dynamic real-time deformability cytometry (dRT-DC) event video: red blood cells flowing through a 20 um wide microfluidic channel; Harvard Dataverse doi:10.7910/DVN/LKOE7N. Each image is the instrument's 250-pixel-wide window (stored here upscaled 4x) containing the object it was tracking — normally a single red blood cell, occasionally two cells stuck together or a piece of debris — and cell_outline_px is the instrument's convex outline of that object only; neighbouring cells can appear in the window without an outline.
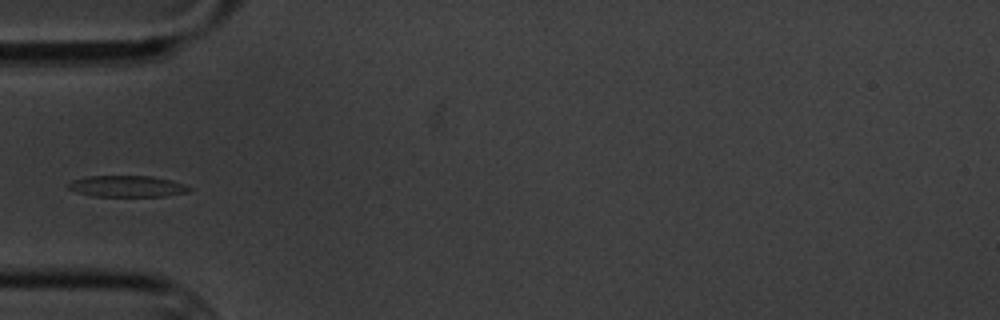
{"species": "common noctule bat (a hibernating species)", "species_latin": "Nyctalus noctula", "temperature_condition": "cold", "stored_images_in_passage": 5, "camera_frame_rate_fps": 3000, "um_per_image_px": 0.085, "animal": {"sex": "male", "body_mass_g": 20.1, "forearm_length_mm": 53.5}, "frame": {"image": 1, "passage_image": 5, "time_ms": 4.667, "image_size_px": [1000, 320], "cell_outline_px": [[192, 188], [188, 192], [164, 196], [92, 196], [76, 192], [68, 188], [68, 184], [72, 180], [88, 176], [152, 176], [172, 180], [184, 184]], "centroid_in_image_um": [10.81, 15.83], "position_along_channel_um": 74.2, "area_um2": 15.03}}